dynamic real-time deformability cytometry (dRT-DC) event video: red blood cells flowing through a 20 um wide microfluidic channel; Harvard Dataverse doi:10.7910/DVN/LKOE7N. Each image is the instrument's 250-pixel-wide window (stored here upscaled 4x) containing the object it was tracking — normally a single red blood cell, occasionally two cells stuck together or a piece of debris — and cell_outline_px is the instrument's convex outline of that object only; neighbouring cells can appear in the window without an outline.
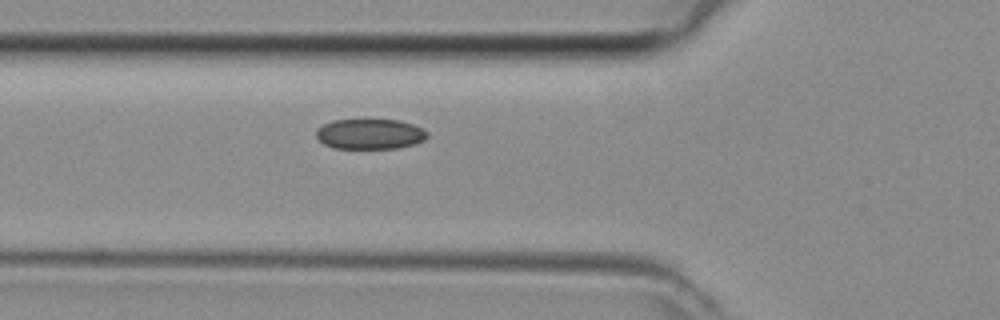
{"species": "common noctule bat (a hibernating species)", "species_latin": "Nyctalus noctula", "temperature_condition": "room temperature", "stored_images_in_passage": 11, "camera_frame_rate_fps": 3000, "um_per_image_px": 0.085, "animal": {"sex": "female", "body_mass_g": 29.2, "forearm_length_mm": 56.3}, "frame": {"image": 1, "passage_image": 2, "time_ms": 0.333, "image_size_px": [1000, 320], "cell_outline_px": [[420, 136], [416, 140], [404, 144], [376, 148], [348, 148], [332, 144], [324, 140], [320, 136], [388, 124], [400, 124]], "centroid_in_image_um": [31.7, 11.65], "position_along_channel_um": 94.1, "area_um2": 11.44}}
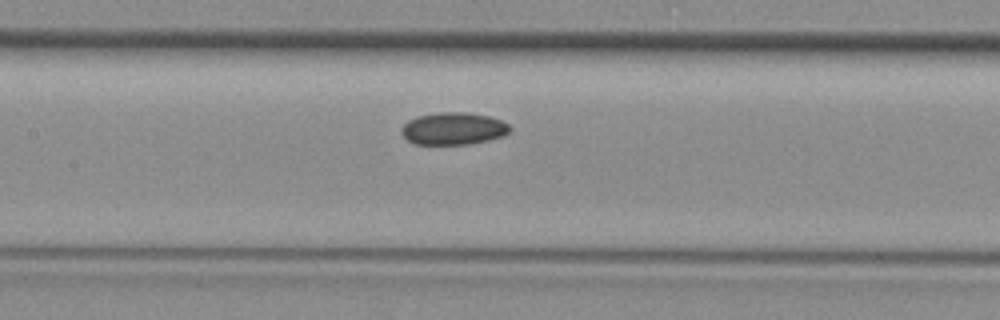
{"frame": {"image": 2, "passage_image": 7, "time_ms": 2.0, "image_size_px": [1000, 320], "cell_outline_px": [[504, 132], [472, 140], [416, 140], [408, 136], [408, 128], [412, 124], [420, 120], [488, 120], [500, 124], [504, 128]], "centroid_in_image_um": [38.54, 11.03], "position_along_channel_um": 168.9, "area_um2": 12.2}}
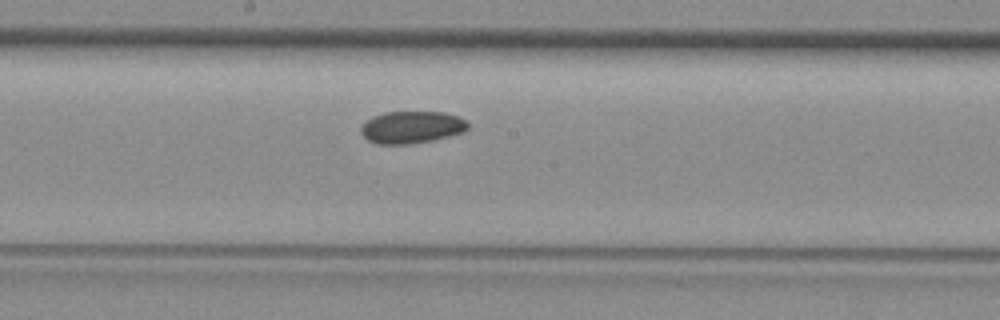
{"frame": {"image": 3, "passage_image": 10, "time_ms": 3.0, "image_size_px": [1000, 320], "cell_outline_px": [[464, 124], [460, 128], [448, 132], [432, 136], [408, 140], [376, 140], [368, 132], [368, 128], [424, 116], [436, 116], [452, 120]], "centroid_in_image_um": [35.21, 10.93], "position_along_channel_um": 213.0, "area_um2": 10.92}}